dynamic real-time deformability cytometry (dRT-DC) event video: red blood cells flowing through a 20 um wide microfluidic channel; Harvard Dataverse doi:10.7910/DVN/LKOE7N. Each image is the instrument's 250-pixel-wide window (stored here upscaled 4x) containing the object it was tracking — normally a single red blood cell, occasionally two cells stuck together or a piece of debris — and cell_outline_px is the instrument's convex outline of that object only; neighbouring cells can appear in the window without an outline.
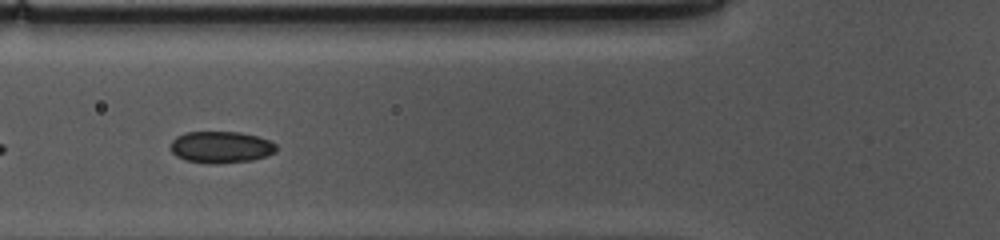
{"species": "common noctule bat (a hibernating species)", "species_latin": "Nyctalus noctula", "temperature_condition": "cold", "stored_images_in_passage": 20, "camera_frame_rate_fps": 3000, "um_per_image_px": 0.085, "animal": {"sex": "female", "body_mass_g": 10.0, "forearm_length_mm": 53.1}, "frame": {"image": 1, "passage_image": 6, "time_ms": 1.667, "image_size_px": [1000, 240], "cell_outline_px": [[276, 152], [252, 160], [184, 160], [176, 156], [168, 148], [168, 144], [176, 136], [184, 132], [240, 132], [256, 136], [268, 140], [276, 144]], "centroid_in_image_um": [18.72, 12.44], "position_along_channel_um": 107.1, "area_um2": 18.67}}
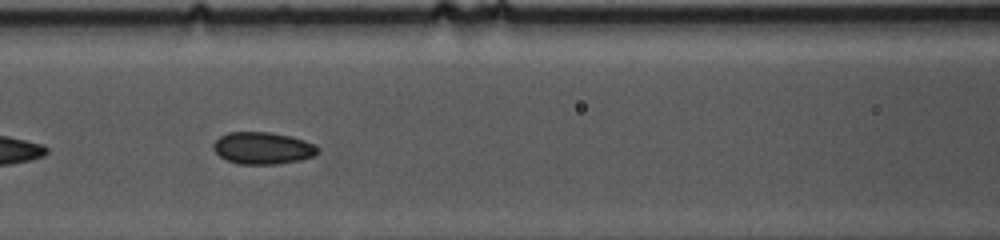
{"frame": {"image": 2, "passage_image": 9, "time_ms": 2.667, "image_size_px": [1000, 240], "cell_outline_px": [[320, 148], [312, 156], [300, 160], [276, 164], [240, 164], [228, 160], [220, 156], [212, 148], [212, 144], [220, 136], [228, 132], [268, 132], [292, 136], [304, 140]], "centroid_in_image_um": [22.31, 12.58], "position_along_channel_um": 144.3, "area_um2": 19.36}}
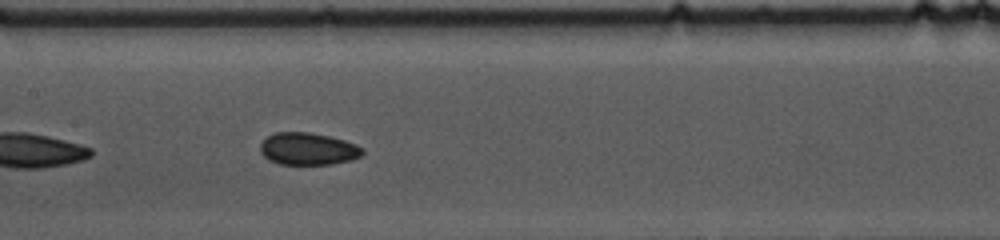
{"frame": {"image": 3, "passage_image": 12, "time_ms": 3.667, "image_size_px": [1000, 240], "cell_outline_px": [[364, 152], [360, 156], [352, 160], [332, 164], [280, 164], [268, 160], [260, 152], [260, 144], [268, 136], [276, 132], [308, 132], [328, 136], [344, 140], [356, 144], [364, 148]], "centroid_in_image_um": [26.19, 12.66], "position_along_channel_um": 181.2, "area_um2": 19.25}}